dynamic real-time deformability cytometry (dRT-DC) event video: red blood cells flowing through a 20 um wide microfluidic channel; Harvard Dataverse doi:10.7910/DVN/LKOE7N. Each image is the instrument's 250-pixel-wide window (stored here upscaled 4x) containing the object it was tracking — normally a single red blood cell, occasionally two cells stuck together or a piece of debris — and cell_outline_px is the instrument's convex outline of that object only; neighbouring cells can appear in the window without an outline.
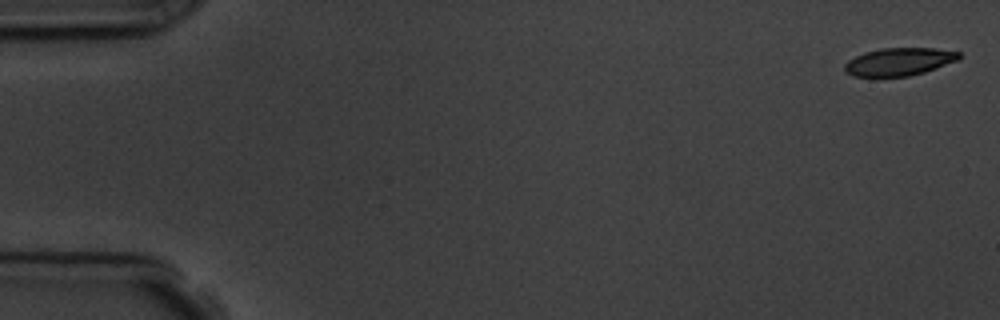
{"species": "common noctule bat (a hibernating species)", "species_latin": "Nyctalus noctula", "temperature_condition": "room temperature", "stored_images_in_passage": 9, "camera_frame_rate_fps": 3000, "um_per_image_px": 0.085, "animal": {"sex": "male", "body_mass_g": 19.5, "forearm_length_mm": 54.6}, "frame": {"image": 1, "passage_image": 1, "time_ms": 0.0, "image_size_px": [1000, 320], "cell_outline_px": [[960, 56], [956, 60], [936, 68], [924, 72], [908, 76], [852, 76], [844, 72], [844, 64], [848, 60], [864, 52], [880, 48], [936, 48], [960, 52]], "centroid_in_image_um": [76.38, 5.24], "position_along_channel_um": 8.6, "area_um2": 18.44}}
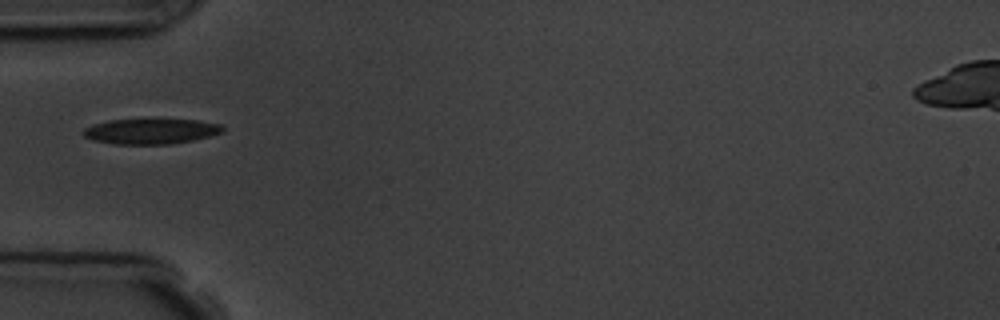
{"frame": {"image": 2, "passage_image": 6, "time_ms": 5.667, "image_size_px": [1000, 320], "cell_outline_px": [[224, 132], [212, 136], [172, 144], [116, 144], [92, 140], [84, 136], [84, 128], [92, 124], [108, 120], [200, 120], [220, 124], [224, 128]], "centroid_in_image_um": [12.85, 11.16], "position_along_channel_um": 72.2, "area_um2": 20.52}}